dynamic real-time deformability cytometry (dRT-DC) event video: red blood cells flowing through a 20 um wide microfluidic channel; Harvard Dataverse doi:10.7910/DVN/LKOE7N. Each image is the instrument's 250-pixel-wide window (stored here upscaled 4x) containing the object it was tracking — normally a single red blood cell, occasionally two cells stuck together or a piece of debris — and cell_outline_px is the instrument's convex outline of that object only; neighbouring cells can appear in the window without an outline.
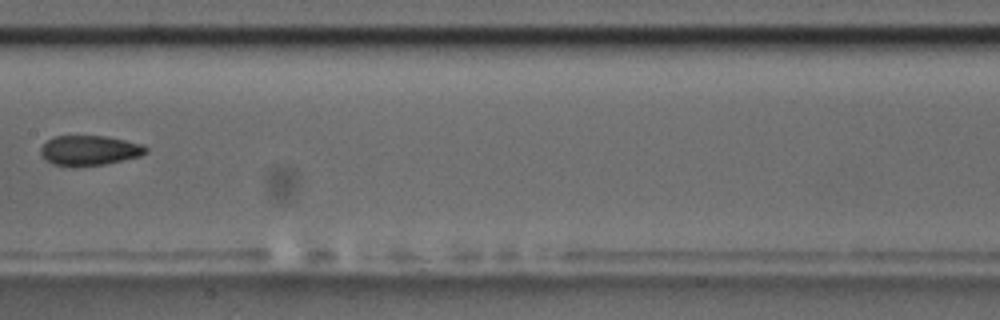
{"species": "common noctule bat (a hibernating species)", "species_latin": "Nyctalus noctula", "temperature_condition": "room temperature", "stored_images_in_passage": 8, "camera_frame_rate_fps": 3000, "um_per_image_px": 0.085, "animal": {"sex": "male", "body_mass_g": 17.5, "forearm_length_mm": 52.3}, "frame": {"image": 1, "passage_image": 8, "time_ms": 9.0, "image_size_px": [1000, 320], "cell_outline_px": [[148, 152], [140, 156], [124, 160], [104, 164], [52, 164], [44, 160], [40, 152], [40, 148], [52, 136], [104, 136], [124, 140], [140, 144], [148, 148]], "centroid_in_image_um": [7.6, 12.76], "position_along_channel_um": 199.8, "area_um2": 17.86}}